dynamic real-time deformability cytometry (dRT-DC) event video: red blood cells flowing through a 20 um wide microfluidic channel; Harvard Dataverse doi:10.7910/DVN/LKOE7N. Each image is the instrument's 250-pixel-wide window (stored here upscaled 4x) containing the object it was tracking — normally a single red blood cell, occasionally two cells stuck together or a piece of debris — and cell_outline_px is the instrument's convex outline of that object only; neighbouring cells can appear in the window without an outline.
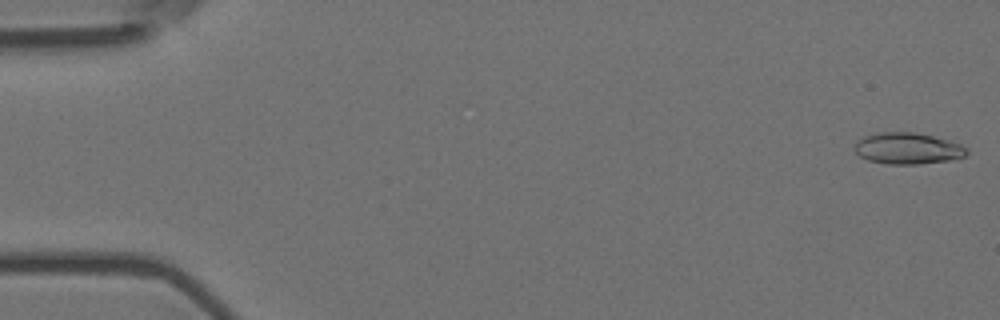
{"species": "Egyptian fruit bat (a non-hibernating species)", "species_latin": "Rousettus aegyptiacus", "temperature_condition": "room temperature", "stored_images_in_passage": 9, "camera_frame_rate_fps": 3000, "um_per_image_px": 0.085, "animal": {"sex": "female"}, "frame": {"image": 1, "passage_image": 1, "time_ms": 0.0, "image_size_px": [1000, 320], "cell_outline_px": [[968, 152], [964, 156], [952, 160], [920, 164], [888, 164], [868, 160], [860, 156], [856, 152], [856, 144], [864, 136], [876, 132], [916, 132], [948, 140], [960, 144], [968, 148]], "centroid_in_image_um": [77.18, 12.62], "position_along_channel_um": 7.8, "area_um2": 20.46}}